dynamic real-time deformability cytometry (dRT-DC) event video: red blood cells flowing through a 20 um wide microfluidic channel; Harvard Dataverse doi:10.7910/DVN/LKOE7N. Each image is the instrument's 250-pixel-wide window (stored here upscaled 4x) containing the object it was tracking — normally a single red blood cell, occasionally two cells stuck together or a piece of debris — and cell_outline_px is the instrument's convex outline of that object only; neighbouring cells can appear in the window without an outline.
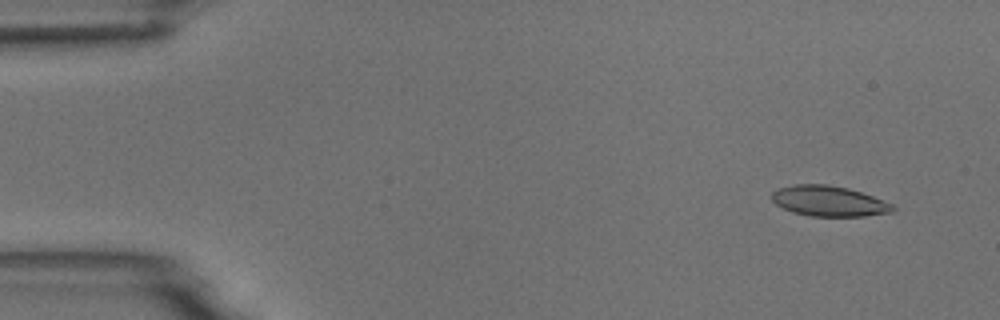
{"species": "common noctule bat (a hibernating species)", "species_latin": "Nyctalus noctula", "temperature_condition": "room temperature", "stored_images_in_passage": 7, "camera_frame_rate_fps": 3000, "um_per_image_px": 0.085, "animal": {"sex": "male", "body_mass_g": 18.8}, "frame": {"image": 1, "passage_image": 1, "time_ms": 0.0, "image_size_px": [1000, 320], "cell_outline_px": [[896, 208], [892, 212], [864, 216], [808, 216], [792, 212], [776, 204], [772, 200], [772, 192], [776, 188], [796, 184], [824, 184], [848, 188], [872, 196], [892, 204]], "centroid_in_image_um": [70.43, 17.09], "position_along_channel_um": 14.6, "area_um2": 21.39}}
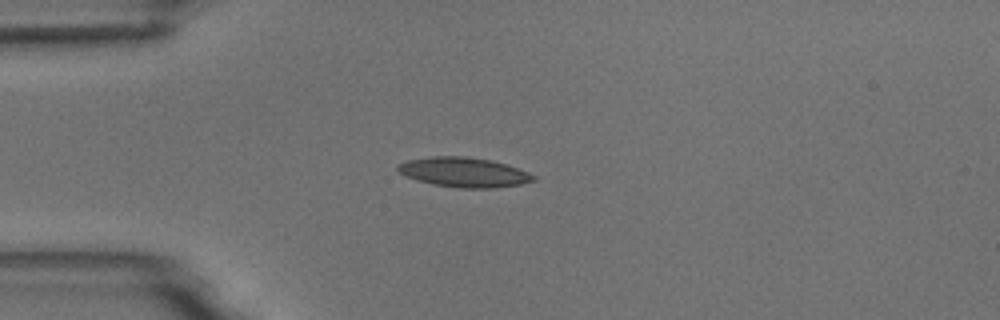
{"frame": {"image": 2, "passage_image": 4, "time_ms": 3.333, "image_size_px": [1000, 320], "cell_outline_px": [[536, 180], [520, 184], [496, 188], [460, 188], [432, 184], [416, 180], [400, 172], [396, 168], [400, 164], [408, 160], [432, 156], [464, 156], [492, 160], [528, 172], [536, 176]], "centroid_in_image_um": [39.45, 14.65], "position_along_channel_um": 45.5, "area_um2": 23.29}}